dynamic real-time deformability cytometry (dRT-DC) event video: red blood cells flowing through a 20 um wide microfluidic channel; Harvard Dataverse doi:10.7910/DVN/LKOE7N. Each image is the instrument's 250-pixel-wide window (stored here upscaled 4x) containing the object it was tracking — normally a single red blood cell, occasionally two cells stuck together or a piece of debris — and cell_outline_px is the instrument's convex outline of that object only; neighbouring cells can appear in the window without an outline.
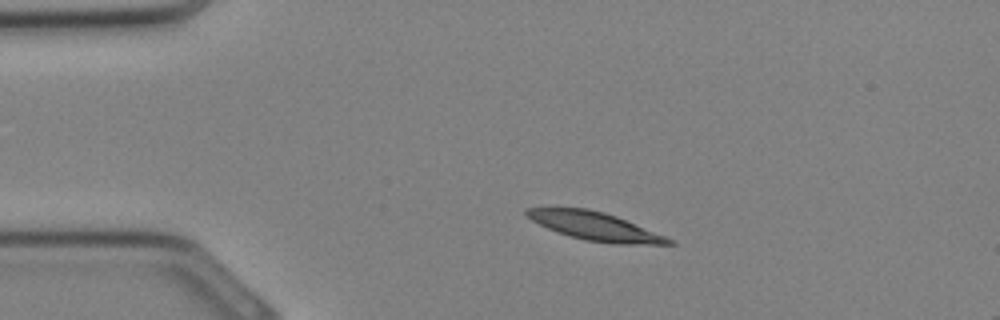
{"species": "Egyptian fruit bat (a non-hibernating species)", "species_latin": "Rousettus aegyptiacus", "temperature_condition": "cold", "stored_images_in_passage": 33, "camera_frame_rate_fps": 3000, "um_per_image_px": 0.085, "animal": {"sex": "female"}, "frame": {"image": 1, "passage_image": 6, "time_ms": 1.667, "image_size_px": [1000, 320], "cell_outline_px": [[676, 244], [616, 244], [584, 240], [548, 228], [532, 220], [524, 212], [524, 208], [588, 208], [604, 212], [616, 216], [676, 240]], "centroid_in_image_um": [50.64, 19.23], "position_along_channel_um": 34.4, "area_um2": 23.12}}
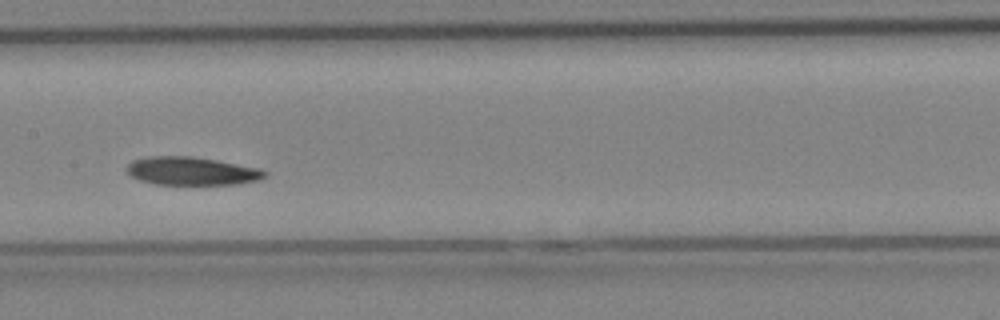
{"frame": {"image": 2, "passage_image": 16, "time_ms": 5.0, "image_size_px": [1000, 320], "cell_outline_px": [[268, 172], [264, 176], [256, 180], [236, 184], [156, 184], [140, 180], [132, 176], [124, 168], [132, 160], [144, 156], [192, 156], [216, 160], [260, 168]], "centroid_in_image_um": [16.24, 14.52], "position_along_channel_um": 191.2, "area_um2": 22.6}}
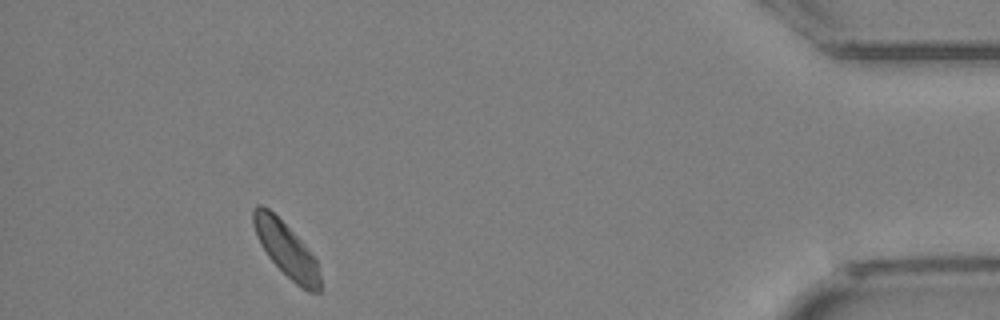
{"frame": {"image": 3, "passage_image": 30, "time_ms": 9.667, "image_size_px": [1000, 320], "cell_outline_px": [[320, 292], [308, 292], [300, 288], [268, 256], [260, 244], [256, 236], [252, 224], [252, 212], [256, 204], [260, 204], [268, 208], [296, 236], [316, 260], [320, 276]], "centroid_in_image_um": [24.29, 21.21], "position_along_channel_um": 410.9, "area_um2": 20.69}}